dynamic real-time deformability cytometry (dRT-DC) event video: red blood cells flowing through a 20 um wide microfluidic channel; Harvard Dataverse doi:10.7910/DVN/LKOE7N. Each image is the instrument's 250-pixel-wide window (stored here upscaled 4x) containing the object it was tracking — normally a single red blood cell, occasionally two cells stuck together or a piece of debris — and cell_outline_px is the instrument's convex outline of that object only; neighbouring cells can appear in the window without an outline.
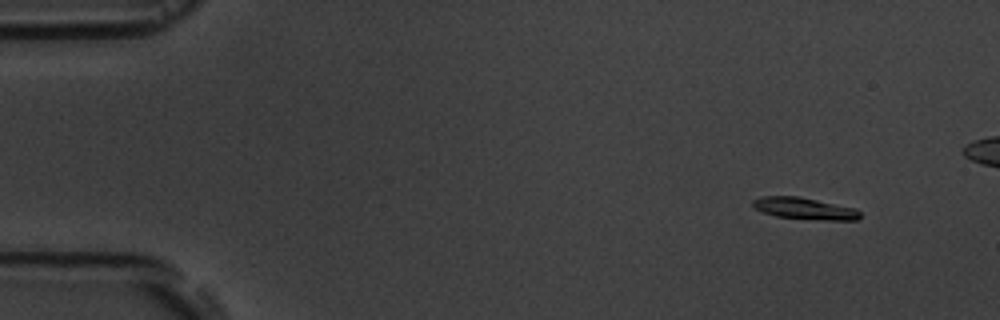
{"species": "common noctule bat (a hibernating species)", "species_latin": "Nyctalus noctula", "temperature_condition": "room temperature", "stored_images_in_passage": 5, "camera_frame_rate_fps": 3000, "um_per_image_px": 0.085, "animal": {"sex": "male", "body_mass_g": 19.5, "forearm_length_mm": 54.6}, "frame": {"image": 1, "passage_image": 1, "time_ms": 0.0, "image_size_px": [1000, 320], "cell_outline_px": [[860, 216], [856, 220], [824, 220], [776, 216], [764, 212], [756, 208], [752, 204], [752, 200], [764, 196], [800, 196], [856, 208], [860, 212]], "centroid_in_image_um": [68.42, 17.71], "position_along_channel_um": 16.6, "area_um2": 13.47}}